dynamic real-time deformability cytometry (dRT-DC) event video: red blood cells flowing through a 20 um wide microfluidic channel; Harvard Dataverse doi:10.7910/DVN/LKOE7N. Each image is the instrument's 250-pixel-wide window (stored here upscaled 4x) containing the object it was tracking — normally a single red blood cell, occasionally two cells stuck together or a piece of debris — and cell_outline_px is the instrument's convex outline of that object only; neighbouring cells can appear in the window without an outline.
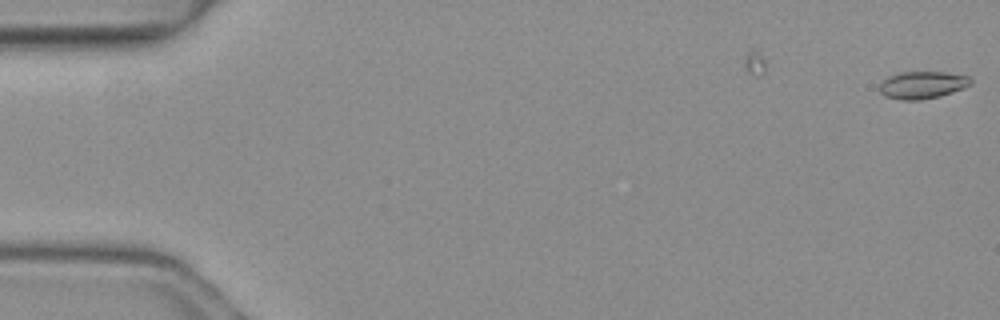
{"species": "common noctule bat (a hibernating species)", "species_latin": "Nyctalus noctula", "temperature_condition": "warm", "stored_images_in_passage": 2, "camera_frame_rate_fps": 3000, "um_per_image_px": 0.085, "animal": {"sex": "female", "body_mass_g": 19.3, "forearm_length_mm": 54.1}, "frame": {"image": 1, "passage_image": 2, "time_ms": 0.333, "image_size_px": [1000, 320], "cell_outline_px": [[972, 84], [952, 92], [940, 96], [920, 100], [900, 100], [884, 96], [880, 92], [880, 84], [888, 76], [900, 72], [944, 72], [968, 76], [972, 80]], "centroid_in_image_um": [78.39, 7.22], "position_along_channel_um": 6.6, "area_um2": 14.51}}